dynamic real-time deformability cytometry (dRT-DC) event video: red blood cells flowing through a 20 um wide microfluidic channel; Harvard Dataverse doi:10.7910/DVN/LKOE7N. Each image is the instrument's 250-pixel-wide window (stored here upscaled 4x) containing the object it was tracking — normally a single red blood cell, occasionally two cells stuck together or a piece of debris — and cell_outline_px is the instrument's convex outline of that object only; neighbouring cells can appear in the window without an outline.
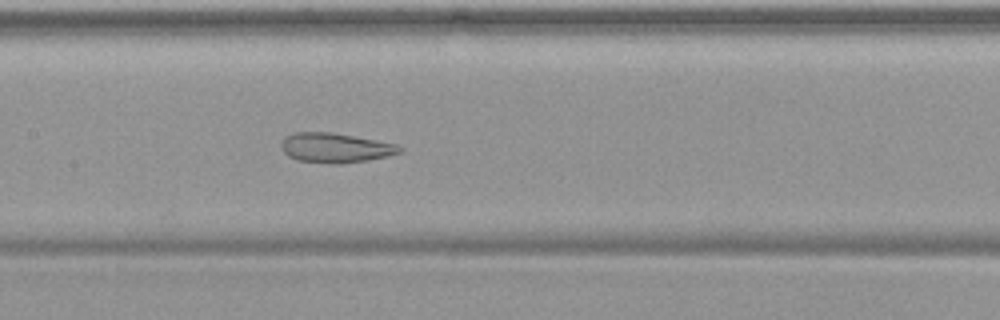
{"species": "common noctule bat (a hibernating species)", "species_latin": "Nyctalus noctula", "temperature_condition": "warm", "stored_images_in_passage": 54, "camera_frame_rate_fps": 3000, "um_per_image_px": 0.085, "animal": {"sex": "female", "body_mass_g": 19.9}, "frame": {"image": 1, "passage_image": 27, "time_ms": 8.667, "image_size_px": [1000, 320], "cell_outline_px": [[404, 152], [388, 156], [368, 160], [340, 164], [328, 164], [296, 160], [288, 156], [280, 148], [280, 140], [284, 136], [292, 132], [332, 132], [376, 140], [396, 144], [404, 148]], "centroid_in_image_um": [28.47, 12.56], "position_along_channel_um": 178.9, "area_um2": 20.92}}
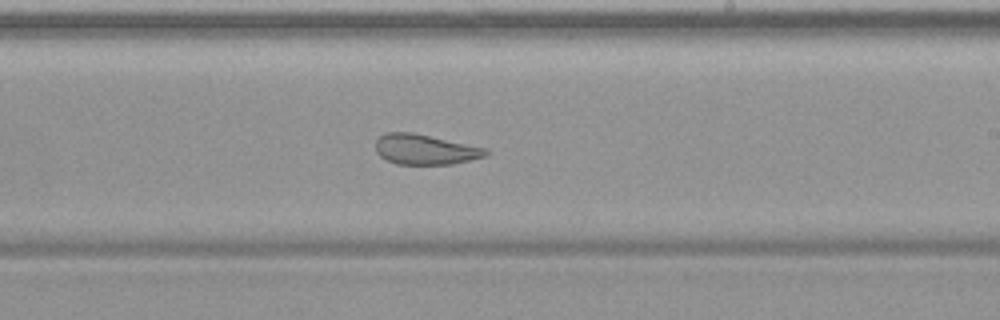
{"frame": {"image": 2, "passage_image": 33, "time_ms": 10.667, "image_size_px": [1000, 320], "cell_outline_px": [[488, 156], [452, 164], [396, 164], [380, 156], [376, 152], [376, 140], [384, 132], [412, 132], [488, 148]], "centroid_in_image_um": [36.15, 12.7], "position_along_channel_um": 252.9, "area_um2": 19.48}}
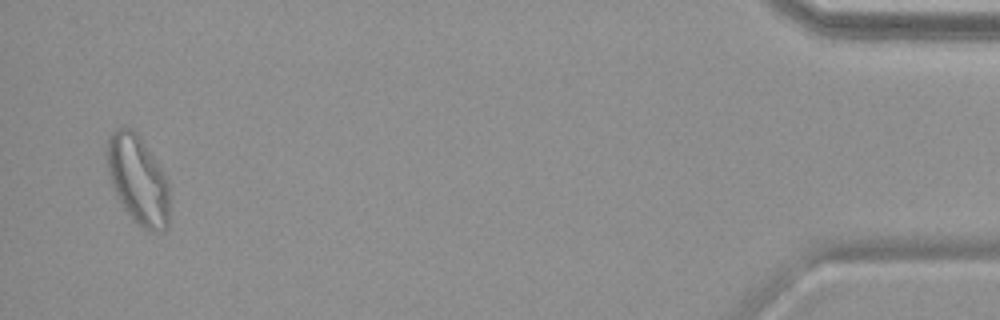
{"frame": {"image": 3, "passage_image": 53, "time_ms": 17.333, "image_size_px": [1000, 320], "cell_outline_px": [[168, 224], [164, 232], [148, 232], [132, 220], [116, 196], [112, 188], [104, 156], [108, 136], [116, 128], [132, 128], [140, 136], [168, 180]], "centroid_in_image_um": [11.68, 15.29], "position_along_channel_um": 423.5, "area_um2": 32.83}, "authors_computed_cell_mechanics": {"area_um2": 27.8885, "velocity_mm_per_s": 3.7277, "shape_relaxation_time_tau1_ms": null, "shape_relaxation_time_tau2_ms": 1.5558, "deformation_change_tau1": null, "deformation_change_tau2": 0.088}}